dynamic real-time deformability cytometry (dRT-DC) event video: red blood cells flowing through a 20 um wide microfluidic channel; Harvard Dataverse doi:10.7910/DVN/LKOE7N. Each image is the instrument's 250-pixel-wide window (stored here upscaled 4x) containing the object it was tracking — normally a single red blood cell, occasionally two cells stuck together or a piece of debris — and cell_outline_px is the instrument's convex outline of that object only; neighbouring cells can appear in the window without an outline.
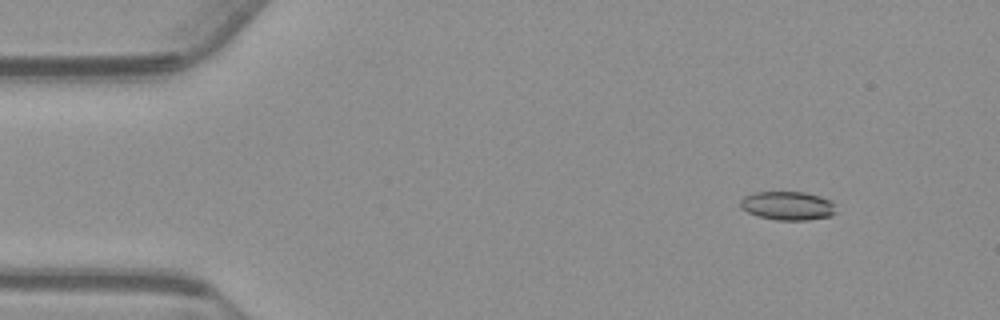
{"species": "common noctule bat (a hibernating species)", "species_latin": "Nyctalus noctula", "temperature_condition": "warm", "stored_images_in_passage": 38, "camera_frame_rate_fps": 3000, "um_per_image_px": 0.085, "animal": {"sex": "male", "body_mass_g": 23.1, "forearm_length_mm": 52.7}, "frame": {"image": 1, "passage_image": 1, "time_ms": 0.0, "image_size_px": [1000, 320], "cell_outline_px": [[836, 212], [832, 216], [808, 220], [776, 220], [756, 216], [740, 208], [740, 200], [744, 196], [756, 192], [804, 192], [820, 196], [832, 200]], "centroid_in_image_um": [66.95, 17.49], "position_along_channel_um": 18.0, "area_um2": 16.18}}
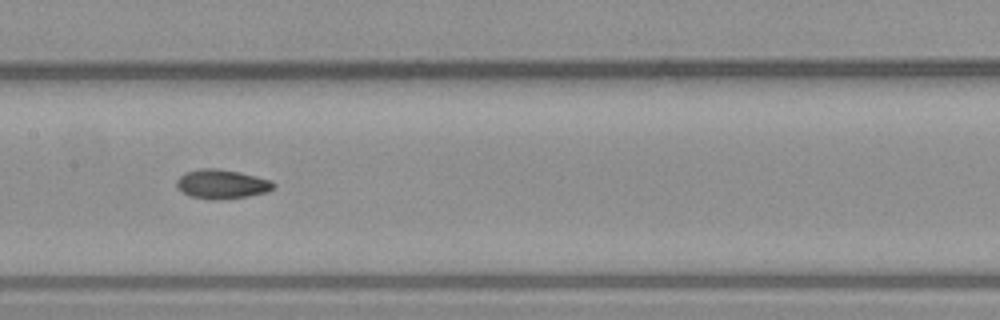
{"frame": {"image": 2, "passage_image": 22, "time_ms": 7.0, "image_size_px": [1000, 320], "cell_outline_px": [[276, 184], [268, 192], [248, 196], [212, 200], [188, 196], [176, 188], [176, 180], [184, 172], [204, 168], [216, 168], [240, 172], [272, 180]], "centroid_in_image_um": [18.83, 15.65], "position_along_channel_um": 188.6, "area_um2": 16.65}}
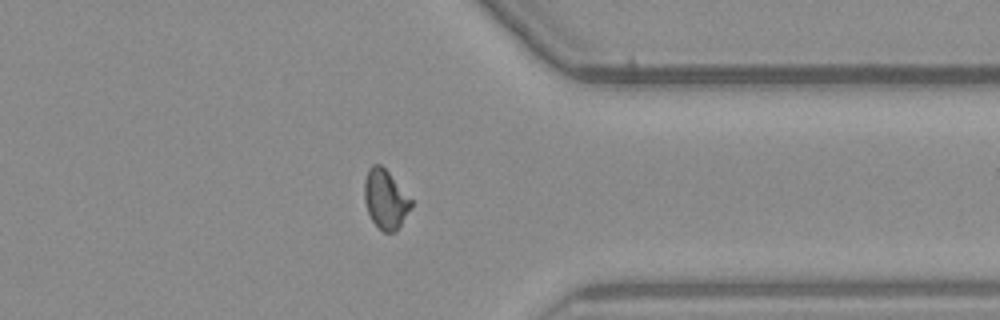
{"frame": {"image": 3, "passage_image": 38, "time_ms": 12.333, "image_size_px": [1000, 320], "cell_outline_px": [[412, 204], [396, 232], [384, 232], [372, 220], [368, 212], [364, 200], [364, 180], [368, 168], [372, 164], [380, 164], [388, 172], [412, 200]], "centroid_in_image_um": [32.73, 16.92], "position_along_channel_um": 378.7, "area_um2": 15.84}, "authors_computed_cell_mechanics": {"area_um2": 16.184, "velocity_mm_per_s": 3.7438, "shape_relaxation_time_tau1_ms": null, "shape_relaxation_time_tau2_ms": 2.384, "deformation_change_tau1": null, "deformation_change_tau2": 0.0661}}